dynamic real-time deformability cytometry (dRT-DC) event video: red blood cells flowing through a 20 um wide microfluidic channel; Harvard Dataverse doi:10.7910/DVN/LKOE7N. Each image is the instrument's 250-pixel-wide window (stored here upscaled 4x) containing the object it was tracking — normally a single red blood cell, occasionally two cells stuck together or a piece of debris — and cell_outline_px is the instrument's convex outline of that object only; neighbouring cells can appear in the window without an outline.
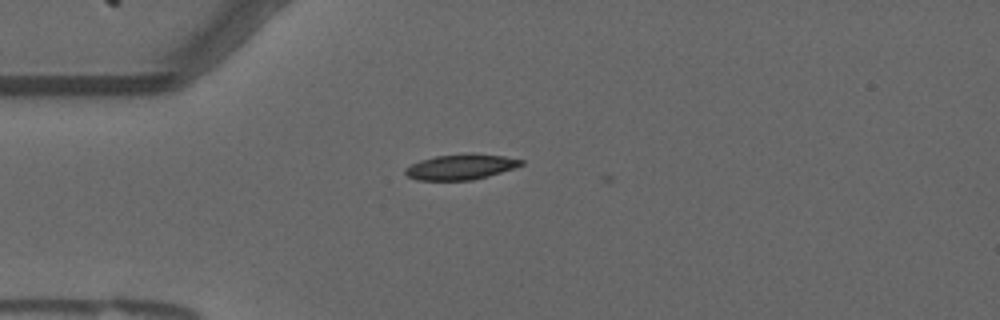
{"species": "common noctule bat (a hibernating species)", "species_latin": "Nyctalus noctula", "temperature_condition": "warm", "stored_images_in_passage": 3, "camera_frame_rate_fps": 3000, "um_per_image_px": 0.085, "animal": {"sex": "male", "forearm_length_mm": 52.5}, "frame": {"image": 1, "passage_image": 2, "time_ms": 0.333, "image_size_px": [1000, 320], "cell_outline_px": [[524, 164], [488, 176], [472, 180], [416, 180], [408, 176], [404, 172], [404, 168], [420, 160], [436, 156], [472, 152], [504, 156], [524, 160]], "centroid_in_image_um": [39.16, 14.17], "position_along_channel_um": 45.8, "area_um2": 17.22}}